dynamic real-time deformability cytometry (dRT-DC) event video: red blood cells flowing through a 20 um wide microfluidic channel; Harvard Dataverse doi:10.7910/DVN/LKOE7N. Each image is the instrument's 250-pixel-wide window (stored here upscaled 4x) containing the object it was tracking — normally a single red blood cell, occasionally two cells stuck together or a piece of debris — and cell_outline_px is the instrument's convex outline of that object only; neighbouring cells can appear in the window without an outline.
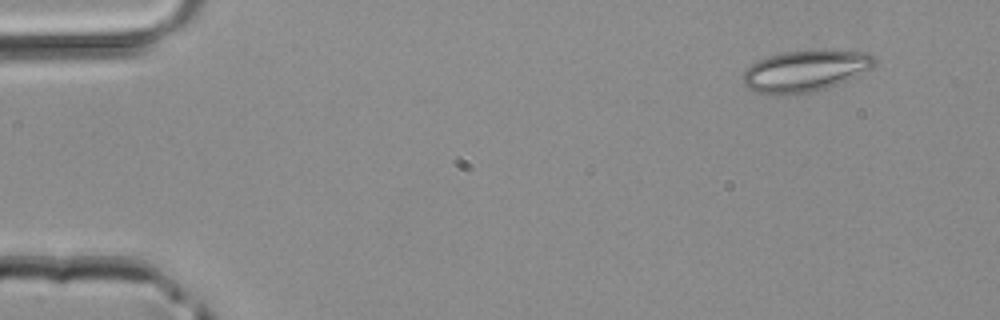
{"species": "common noctule bat (a hibernating species)", "species_latin": "Nyctalus noctula", "temperature_condition": "room temperature", "stored_images_in_passage": 2, "camera_frame_rate_fps": 3000, "um_per_image_px": 0.085, "animal": {"sex": "male", "body_mass_g": 20.4}, "frame": {"image": 1, "passage_image": 1, "time_ms": 0.0, "image_size_px": [1000, 320], "cell_outline_px": [[876, 64], [872, 68], [848, 80], [812, 92], [776, 96], [768, 96], [756, 92], [748, 88], [744, 84], [744, 72], [756, 60], [768, 56], [784, 52], [812, 48], [824, 48], [868, 52], [876, 60]], "centroid_in_image_um": [68.46, 6.0], "position_along_channel_um": 16.5, "area_um2": 32.54}}